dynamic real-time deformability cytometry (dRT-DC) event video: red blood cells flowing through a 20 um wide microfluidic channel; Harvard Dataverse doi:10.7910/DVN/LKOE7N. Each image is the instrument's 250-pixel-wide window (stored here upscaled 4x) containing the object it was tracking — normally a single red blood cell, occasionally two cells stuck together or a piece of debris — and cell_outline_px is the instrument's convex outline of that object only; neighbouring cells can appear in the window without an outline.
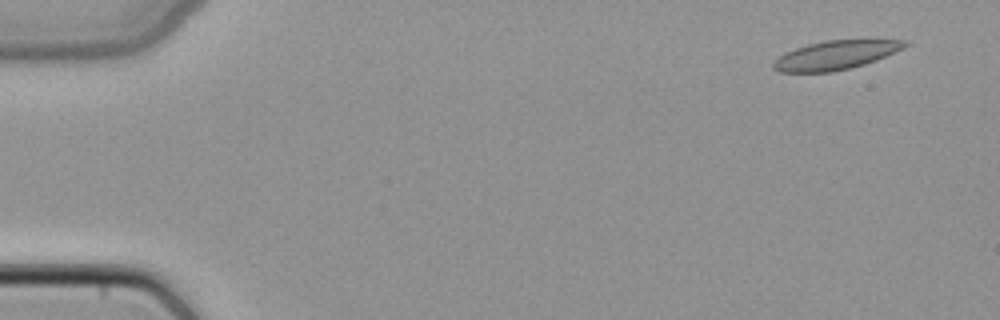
{"species": "common noctule bat (a hibernating species)", "species_latin": "Nyctalus noctula", "temperature_condition": "cold", "stored_images_in_passage": 43, "camera_frame_rate_fps": 3000, "um_per_image_px": 0.085, "animal": {"sex": "female", "body_mass_g": 22.7, "forearm_length_mm": 54.2}, "frame": {"image": 1, "passage_image": 3, "time_ms": 0.667, "image_size_px": [1000, 320], "cell_outline_px": [[908, 44], [904, 48], [876, 60], [864, 64], [832, 72], [780, 72], [772, 68], [772, 64], [780, 56], [796, 48], [808, 44], [824, 40], [908, 40]], "centroid_in_image_um": [71.03, 4.68], "position_along_channel_um": 14.0, "area_um2": 21.85}}
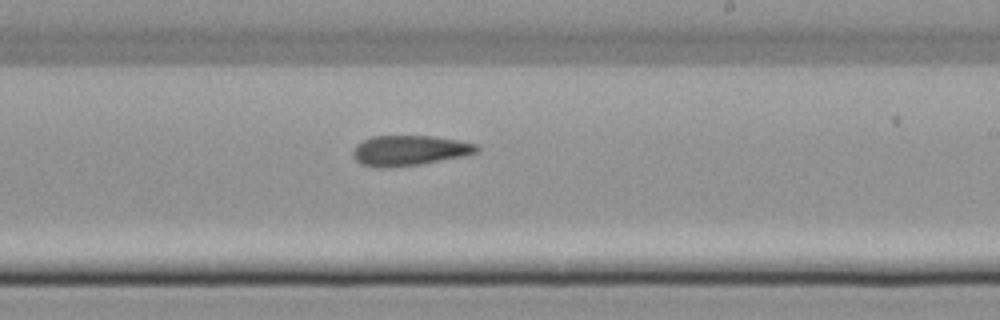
{"frame": {"image": 2, "passage_image": 29, "time_ms": 9.333, "image_size_px": [1000, 320], "cell_outline_px": [[480, 152], [464, 156], [420, 164], [392, 168], [380, 168], [360, 164], [352, 156], [352, 152], [356, 144], [372, 136], [432, 136], [456, 140], [476, 144], [480, 148]], "centroid_in_image_um": [34.78, 12.8], "position_along_channel_um": 254.2, "area_um2": 21.96}}
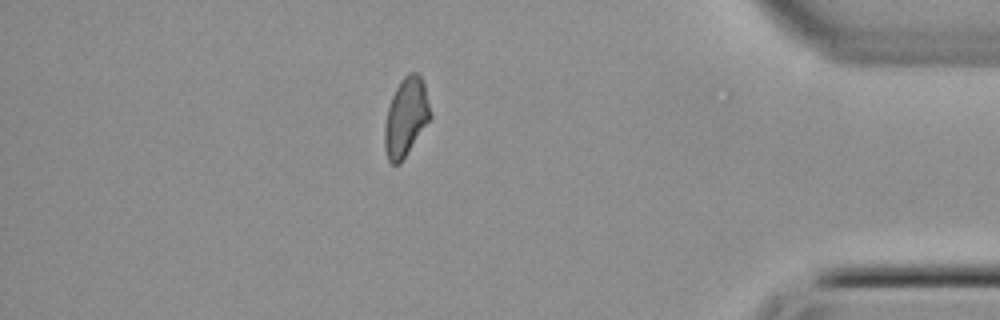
{"frame": {"image": 3, "passage_image": 42, "time_ms": 13.667, "image_size_px": [1000, 320], "cell_outline_px": [[432, 116], [400, 164], [392, 164], [388, 160], [384, 148], [384, 124], [388, 108], [392, 96], [400, 80], [408, 72], [416, 72], [420, 76], [424, 84]], "centroid_in_image_um": [34.49, 9.96], "position_along_channel_um": 400.7, "area_um2": 20.81}}